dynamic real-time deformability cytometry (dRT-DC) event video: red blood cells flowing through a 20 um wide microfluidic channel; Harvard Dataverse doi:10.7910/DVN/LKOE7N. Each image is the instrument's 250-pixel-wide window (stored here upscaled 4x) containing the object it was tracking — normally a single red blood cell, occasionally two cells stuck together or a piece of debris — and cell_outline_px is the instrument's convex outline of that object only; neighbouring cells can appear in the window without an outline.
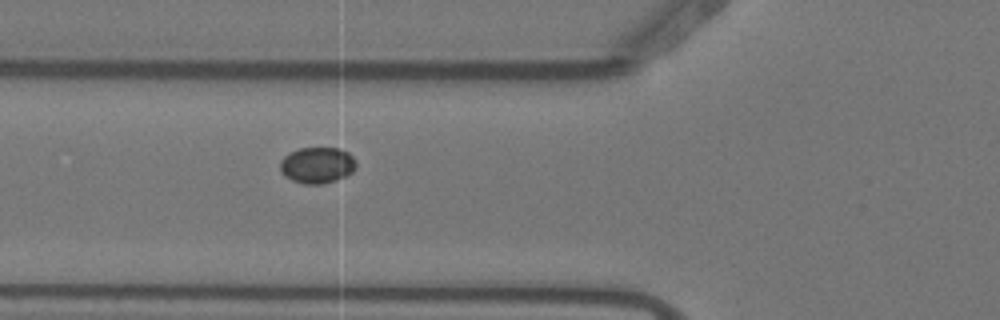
{"species": "Egyptian fruit bat (a non-hibernating species)", "species_latin": "Rousettus aegyptiacus", "temperature_condition": "warm", "stored_images_in_passage": 6, "camera_frame_rate_fps": 3000, "um_per_image_px": 0.085, "animal": {"sex": "female"}, "frame": {"image": 1, "passage_image": 6, "time_ms": 1.667, "image_size_px": [1000, 320], "cell_outline_px": [[356, 168], [352, 172], [336, 180], [324, 184], [304, 184], [292, 180], [284, 176], [280, 172], [280, 160], [284, 156], [300, 148], [336, 148], [348, 152], [356, 160]], "centroid_in_image_um": [26.95, 14.05], "position_along_channel_um": 98.8, "area_um2": 16.07}}